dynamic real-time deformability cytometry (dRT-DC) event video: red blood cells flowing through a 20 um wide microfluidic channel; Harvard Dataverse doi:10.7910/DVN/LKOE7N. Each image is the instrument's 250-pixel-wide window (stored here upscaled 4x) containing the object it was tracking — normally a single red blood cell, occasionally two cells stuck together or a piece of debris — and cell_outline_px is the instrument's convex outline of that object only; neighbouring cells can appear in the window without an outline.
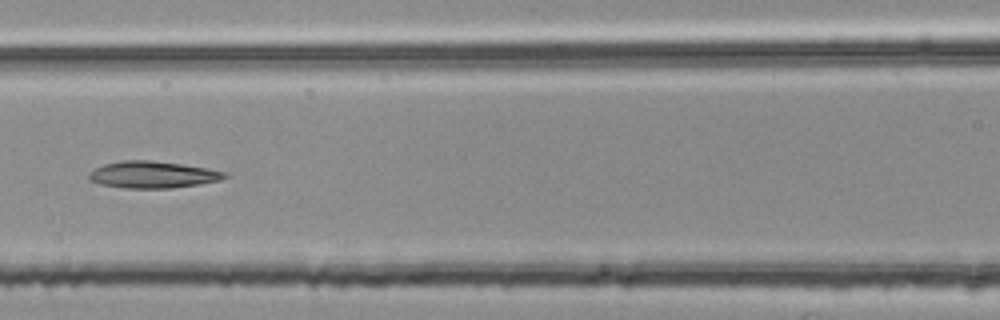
{"species": "common noctule bat (a hibernating species)", "species_latin": "Nyctalus noctula", "temperature_condition": "room temperature", "stored_images_in_passage": 53, "segment_of_instrument_passage": [2, 2], "camera_frame_rate_fps": 3000, "um_per_image_px": 0.085, "animal": {"sex": "female", "body_mass_g": 25.1}, "frame": {"image": 1, "passage_image": 24, "time_ms": 7.667, "image_size_px": [1000, 320], "cell_outline_px": [[228, 176], [220, 180], [172, 188], [124, 188], [100, 184], [88, 180], [88, 172], [104, 164], [124, 160], [148, 160], [180, 164], [228, 172]], "centroid_in_image_um": [12.93, 14.85], "position_along_channel_um": 153.7, "area_um2": 21.04}}
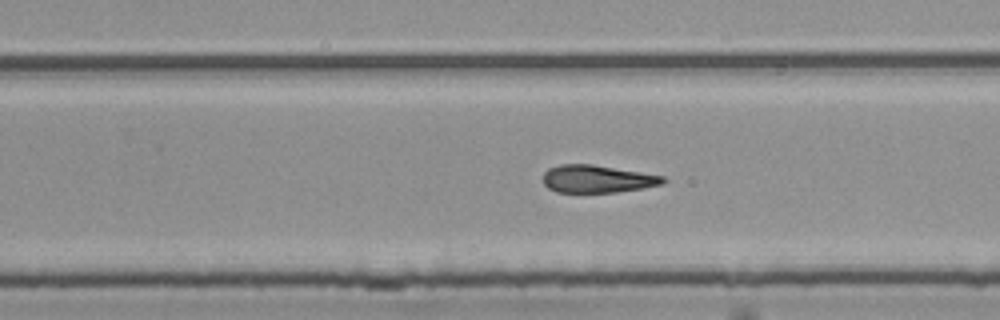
{"frame": {"image": 2, "passage_image": 34, "time_ms": 11.0, "image_size_px": [1000, 320], "cell_outline_px": [[668, 180], [664, 184], [644, 188], [616, 192], [556, 192], [548, 188], [544, 184], [544, 172], [548, 168], [560, 164], [592, 164], [664, 176]], "centroid_in_image_um": [50.78, 15.21], "position_along_channel_um": 279.0, "area_um2": 19.36}}
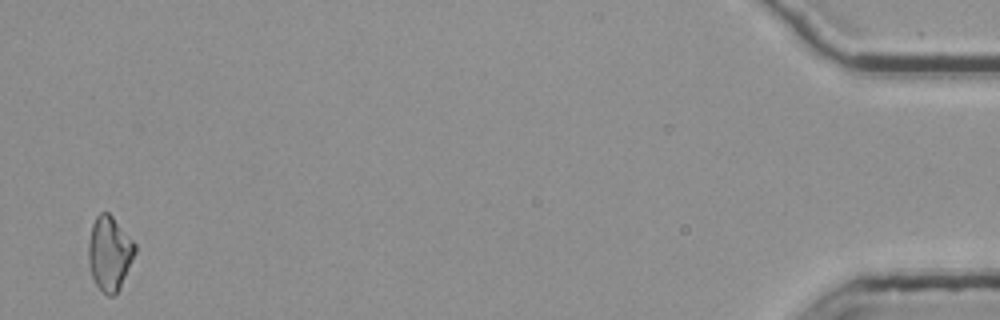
{"frame": {"image": 3, "passage_image": 53, "time_ms": 17.333, "image_size_px": [1000, 320], "cell_outline_px": [[136, 252], [116, 292], [112, 296], [108, 296], [96, 284], [92, 276], [88, 260], [88, 244], [92, 224], [96, 216], [100, 212], [108, 212], [112, 216], [136, 244]], "centroid_in_image_um": [9.29, 21.48], "position_along_channel_um": 425.9, "area_um2": 19.71}}